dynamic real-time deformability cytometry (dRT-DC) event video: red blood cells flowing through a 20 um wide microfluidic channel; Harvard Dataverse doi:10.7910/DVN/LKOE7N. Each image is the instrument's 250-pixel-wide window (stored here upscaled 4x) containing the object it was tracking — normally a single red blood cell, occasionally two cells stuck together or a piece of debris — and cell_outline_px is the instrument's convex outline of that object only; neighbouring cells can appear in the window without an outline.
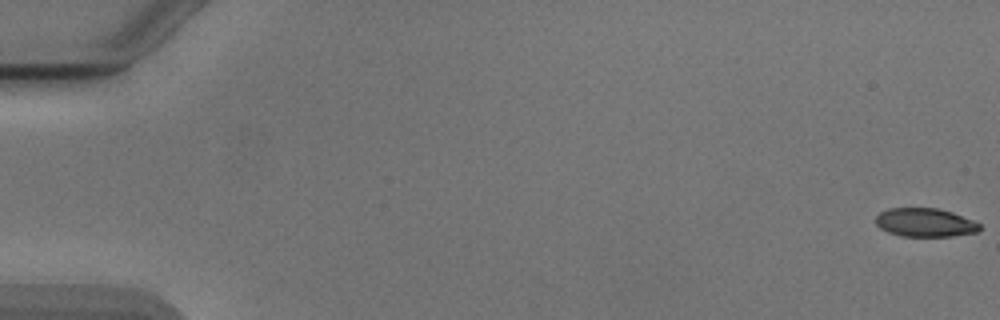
{"species": "Egyptian fruit bat (a non-hibernating species)", "species_latin": "Rousettus aegyptiacus", "temperature_condition": "cold", "stored_images_in_passage": 8, "camera_frame_rate_fps": 3000, "um_per_image_px": 0.085, "animal": {"sex": "male"}, "frame": {"image": 1, "passage_image": 1, "time_ms": 0.0, "image_size_px": [1000, 320], "cell_outline_px": [[980, 228], [976, 232], [952, 236], [900, 236], [888, 232], [880, 228], [876, 224], [876, 216], [880, 212], [888, 208], [936, 208], [952, 212], [972, 220], [980, 224]], "centroid_in_image_um": [78.6, 18.91], "position_along_channel_um": 6.4, "area_um2": 17.22}}